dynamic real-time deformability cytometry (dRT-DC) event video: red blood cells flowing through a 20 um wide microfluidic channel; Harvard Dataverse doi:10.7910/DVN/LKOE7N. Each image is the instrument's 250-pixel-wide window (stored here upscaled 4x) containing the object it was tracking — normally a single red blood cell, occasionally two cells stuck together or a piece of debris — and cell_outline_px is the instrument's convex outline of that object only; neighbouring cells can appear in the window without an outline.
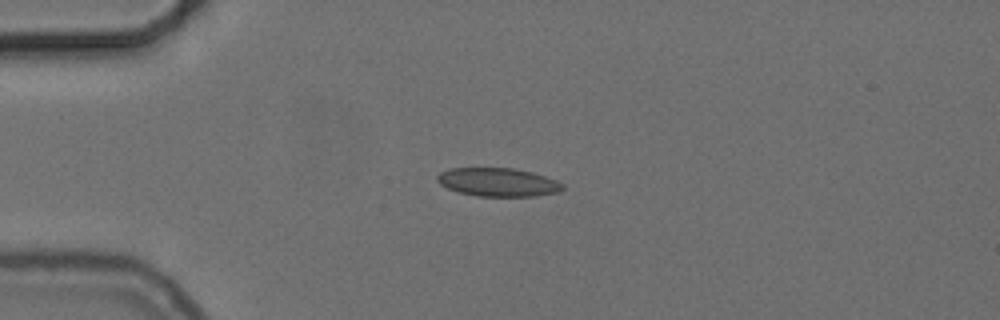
{"species": "common noctule bat (a hibernating species)", "species_latin": "Nyctalus noctula", "temperature_condition": "cold", "stored_images_in_passage": 7, "camera_frame_rate_fps": 3000, "um_per_image_px": 0.085, "animal": {"sex": "female", "body_mass_g": 24.6, "forearm_length_mm": 56.2}, "frame": {"image": 1, "passage_image": 1, "time_ms": 0.0, "image_size_px": [1000, 320], "cell_outline_px": [[564, 188], [560, 192], [536, 196], [476, 196], [456, 192], [440, 184], [436, 180], [436, 176], [440, 172], [448, 168], [512, 168], [532, 172], [556, 180], [564, 184]], "centroid_in_image_um": [42.31, 15.49], "position_along_channel_um": 42.7, "area_um2": 20.98}}
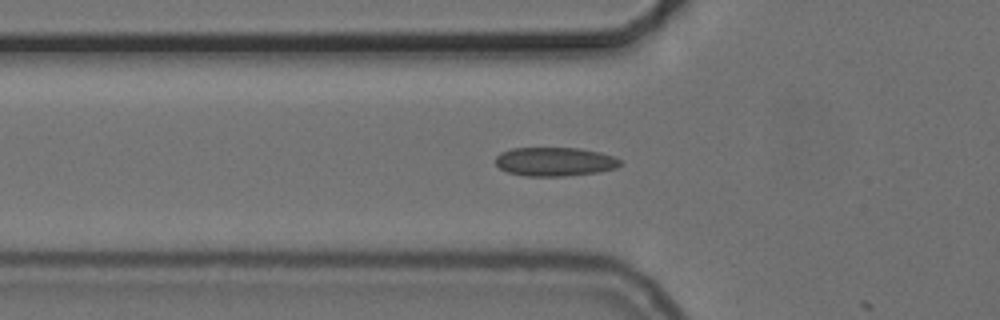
{"frame": {"image": 2, "passage_image": 6, "time_ms": 1.667, "image_size_px": [1000, 320], "cell_outline_px": [[624, 164], [616, 168], [600, 172], [564, 176], [524, 176], [508, 172], [500, 168], [496, 164], [496, 156], [500, 152], [512, 148], [580, 148], [600, 152], [624, 160]], "centroid_in_image_um": [47.2, 13.74], "position_along_channel_um": 78.6, "area_um2": 21.21}}